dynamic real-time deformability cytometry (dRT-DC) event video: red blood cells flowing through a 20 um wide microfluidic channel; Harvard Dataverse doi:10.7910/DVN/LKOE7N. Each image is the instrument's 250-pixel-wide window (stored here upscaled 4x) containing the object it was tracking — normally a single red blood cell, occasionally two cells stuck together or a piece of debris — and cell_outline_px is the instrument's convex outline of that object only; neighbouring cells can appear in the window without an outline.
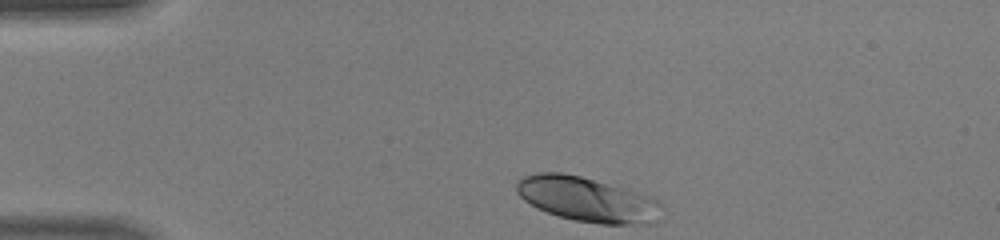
{"species": "human", "species_latin": "Homo sapiens", "temperature_condition": "warm", "stored_images_in_passage": 30, "camera_frame_rate_fps": 3000, "um_per_image_px": 0.085, "donor": {"sex": "male"}, "frame": {"image": 1, "passage_image": 1, "time_ms": 0.0, "image_size_px": [1000, 240], "cell_outline_px": [[660, 204], [648, 224], [600, 224], [576, 220], [560, 216], [536, 208], [524, 200], [516, 192], [516, 180], [524, 176], [536, 172], [564, 172], [580, 176], [652, 196]], "centroid_in_image_um": [49.79, 16.92], "position_along_channel_um": 35.2, "area_um2": 37.11}}
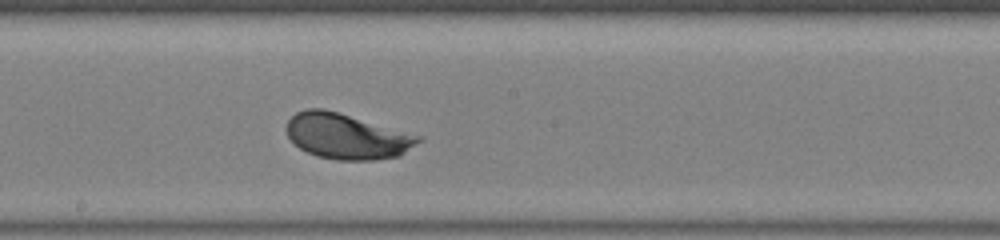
{"frame": {"image": 2, "passage_image": 17, "time_ms": 5.333, "image_size_px": [1000, 240], "cell_outline_px": [[424, 140], [400, 156], [376, 160], [336, 160], [316, 156], [300, 148], [288, 136], [288, 120], [296, 112], [308, 108], [324, 108], [424, 136]], "centroid_in_image_um": [29.55, 11.59], "position_along_channel_um": 218.6, "area_um2": 35.14}}
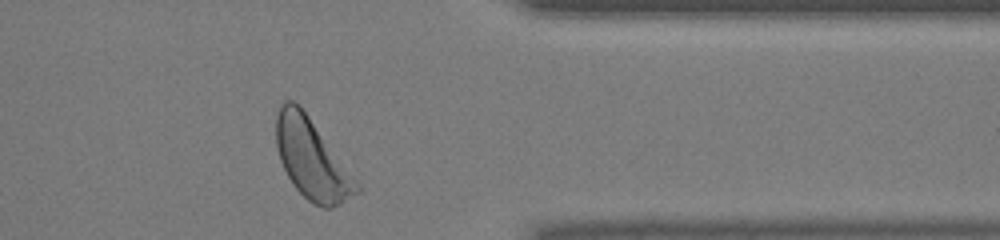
{"frame": {"image": 3, "passage_image": 29, "time_ms": 9.333, "image_size_px": [1000, 240], "cell_outline_px": [[360, 192], [340, 204], [332, 208], [324, 208], [308, 200], [292, 184], [280, 160], [276, 148], [276, 116], [280, 104], [284, 100], [292, 100], [308, 116], [360, 184]], "centroid_in_image_um": [26.5, 13.55], "position_along_channel_um": 384.9, "area_um2": 36.93}, "authors_computed_cell_mechanics": {"area_um2": 35.0846, "velocity_mm_per_s": 4.4265, "shape_relaxation_time_tau1_ms": 1.4778, "shape_relaxation_time_tau2_ms": null, "deformation_change_tau1": 0.1174, "deformation_change_tau2": null}}